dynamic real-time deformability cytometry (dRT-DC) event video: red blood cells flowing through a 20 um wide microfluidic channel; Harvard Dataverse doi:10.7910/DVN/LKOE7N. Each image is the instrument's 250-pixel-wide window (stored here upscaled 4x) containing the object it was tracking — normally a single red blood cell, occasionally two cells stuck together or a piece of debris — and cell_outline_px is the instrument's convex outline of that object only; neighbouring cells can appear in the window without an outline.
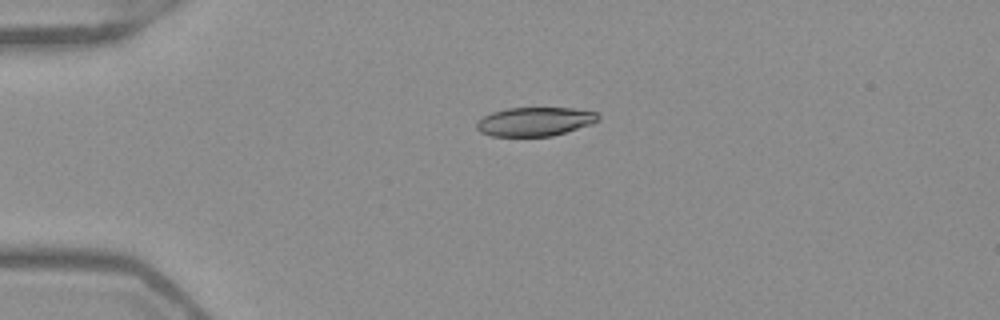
{"species": "Egyptian fruit bat (a non-hibernating species)", "species_latin": "Rousettus aegyptiacus", "temperature_condition": "warm", "stored_images_in_passage": 40, "camera_frame_rate_fps": 3000, "um_per_image_px": 0.085, "frame": {"image": 1, "passage_image": 1, "time_ms": 0.0, "image_size_px": [1000, 320], "cell_outline_px": [[600, 120], [592, 124], [552, 136], [492, 136], [480, 132], [476, 128], [476, 120], [492, 112], [508, 108], [572, 108], [596, 112], [600, 116]], "centroid_in_image_um": [45.46, 10.33], "position_along_channel_um": 39.5, "area_um2": 20.52}}
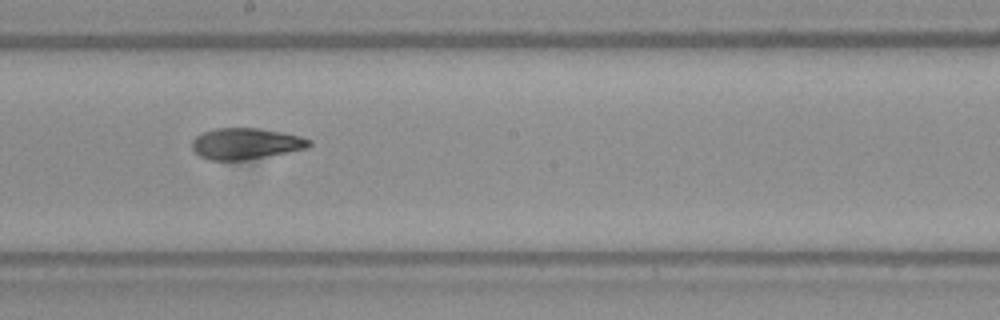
{"frame": {"image": 2, "passage_image": 18, "time_ms": 5.667, "image_size_px": [1000, 320], "cell_outline_px": [[312, 144], [308, 148], [244, 160], [208, 160], [200, 156], [192, 148], [192, 140], [200, 132], [216, 128], [260, 128], [300, 136], [312, 140]], "centroid_in_image_um": [20.87, 12.2], "position_along_channel_um": 227.3, "area_um2": 21.27}}
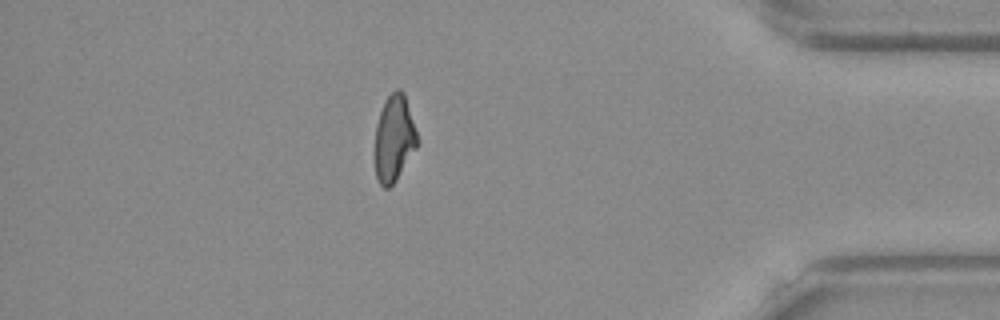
{"frame": {"image": 3, "passage_image": 34, "time_ms": 11.0, "image_size_px": [1000, 320], "cell_outline_px": [[420, 140], [416, 148], [396, 180], [388, 188], [384, 188], [380, 184], [376, 176], [372, 152], [376, 124], [384, 100], [396, 88], [400, 88], [404, 92]], "centroid_in_image_um": [33.47, 11.76], "position_along_channel_um": 401.7, "area_um2": 22.08}, "authors_computed_cell_mechanics": {"area_um2": 21.9062, "velocity_mm_per_s": 3.9464, "shape_relaxation_time_tau1_ms": 10.8946, "shape_relaxation_time_tau2_ms": 2.2684, "deformation_change_tau1": 0.257, "deformation_change_tau2": 0.0904}}